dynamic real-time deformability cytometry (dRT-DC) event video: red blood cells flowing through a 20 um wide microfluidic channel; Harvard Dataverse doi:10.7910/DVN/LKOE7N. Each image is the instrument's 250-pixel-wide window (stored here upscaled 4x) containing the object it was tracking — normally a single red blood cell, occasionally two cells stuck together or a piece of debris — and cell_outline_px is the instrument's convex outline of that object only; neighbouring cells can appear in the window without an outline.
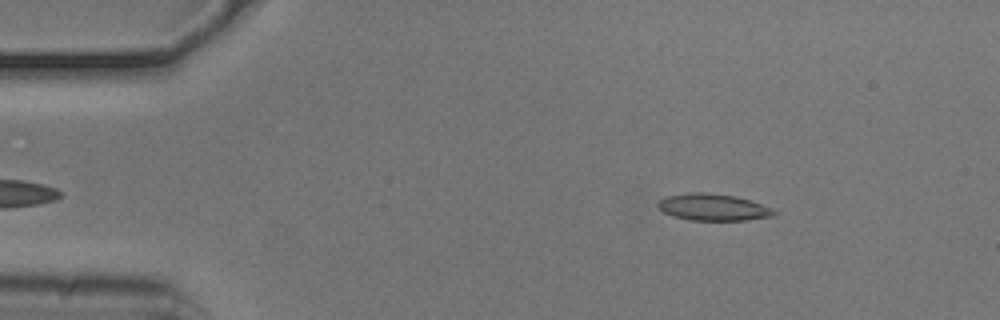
{"species": "common noctule bat (a hibernating species)", "species_latin": "Nyctalus noctula", "temperature_condition": "cold", "stored_images_in_passage": 22, "camera_frame_rate_fps": 3000, "um_per_image_px": 0.085, "animal": {"sex": "male", "body_mass_g": 20.5, "forearm_length_mm": 52.5}, "frame": {"image": 1, "passage_image": 3, "time_ms": 0.667, "image_size_px": [1000, 320], "cell_outline_px": [[780, 212], [776, 216], [744, 220], [692, 220], [672, 216], [664, 212], [656, 204], [660, 200], [668, 196], [692, 192], [704, 192], [736, 196], [772, 208]], "centroid_in_image_um": [60.66, 17.62], "position_along_channel_um": 24.3, "area_um2": 18.03}}
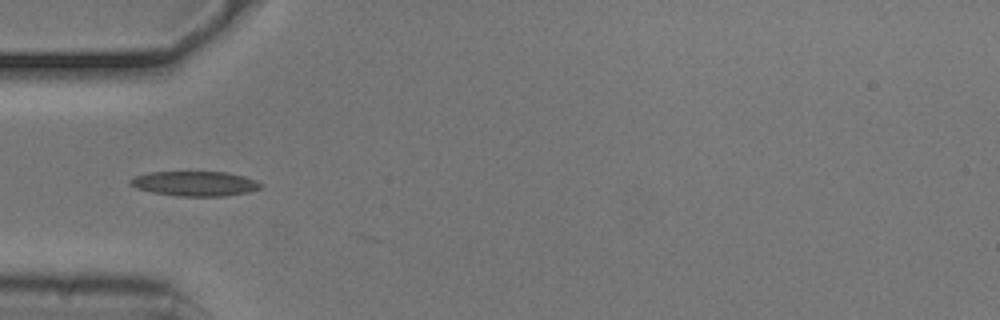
{"frame": {"image": 2, "passage_image": 12, "time_ms": 3.667, "image_size_px": [1000, 320], "cell_outline_px": [[264, 184], [260, 188], [248, 192], [224, 196], [180, 196], [152, 192], [136, 188], [128, 180], [136, 176], [148, 172], [228, 172], [244, 176], [256, 180]], "centroid_in_image_um": [16.6, 15.6], "position_along_channel_um": 68.4, "area_um2": 18.79}}
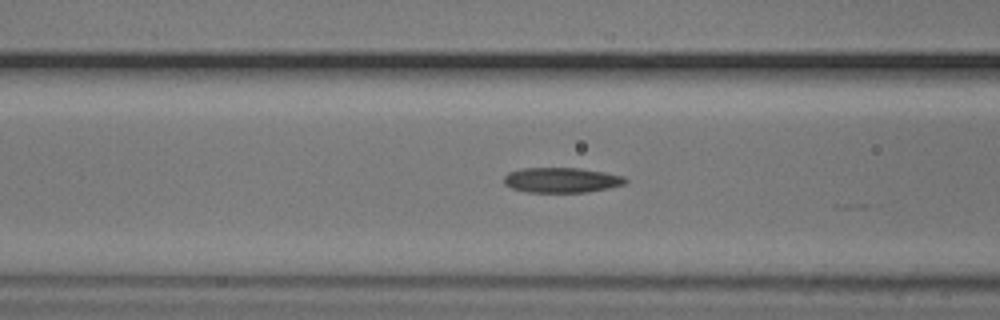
{"frame": {"image": 3, "passage_image": 16, "time_ms": 5.0, "image_size_px": [1000, 320], "cell_outline_px": [[628, 180], [624, 184], [608, 188], [588, 192], [528, 192], [512, 188], [504, 184], [504, 176], [508, 172], [524, 168], [580, 168], [604, 172], [624, 176]], "centroid_in_image_um": [47.73, 15.3], "position_along_channel_um": 118.9, "area_um2": 17.74}}